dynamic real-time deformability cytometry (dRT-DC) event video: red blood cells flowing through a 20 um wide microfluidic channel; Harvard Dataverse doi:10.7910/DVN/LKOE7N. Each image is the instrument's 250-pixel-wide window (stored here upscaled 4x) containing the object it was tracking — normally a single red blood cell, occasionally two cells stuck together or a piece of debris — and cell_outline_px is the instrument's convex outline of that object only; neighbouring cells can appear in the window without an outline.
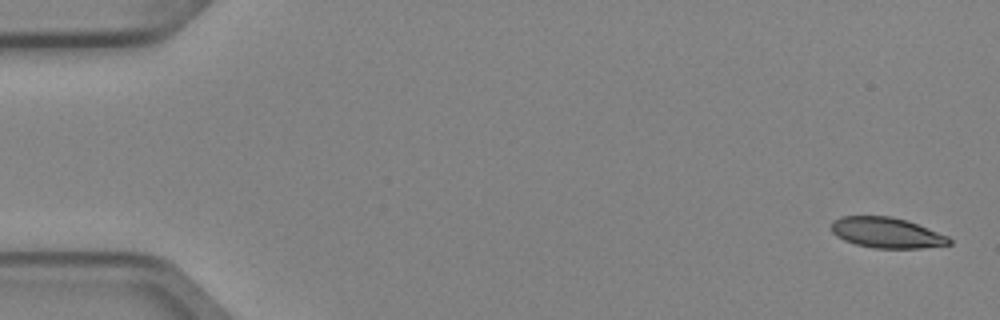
{"species": "Egyptian fruit bat (a non-hibernating species)", "species_latin": "Rousettus aegyptiacus", "temperature_condition": "cold", "stored_images_in_passage": 5, "camera_frame_rate_fps": 3000, "um_per_image_px": 0.085, "animal": {"sex": "female"}, "frame": {"image": 1, "passage_image": 1, "time_ms": 0.0, "image_size_px": [1000, 320], "cell_outline_px": [[952, 244], [920, 248], [876, 248], [856, 244], [844, 240], [836, 236], [832, 232], [832, 220], [840, 216], [892, 216], [908, 220], [948, 236], [952, 240]], "centroid_in_image_um": [75.37, 19.77], "position_along_channel_um": 9.6, "area_um2": 21.04}}
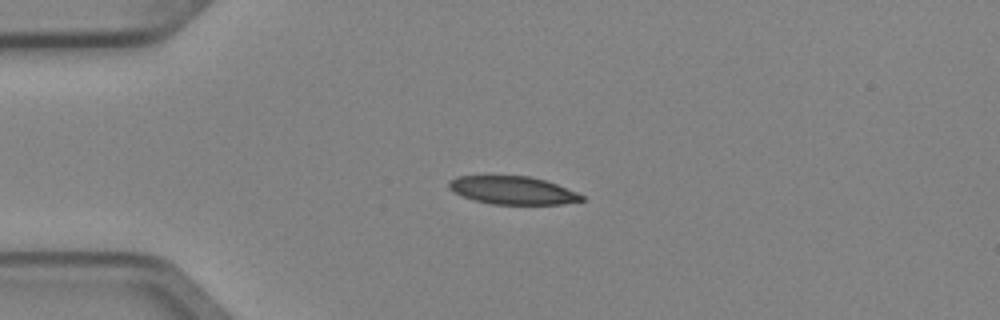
{"frame": {"image": 2, "passage_image": 4, "time_ms": 1.0, "image_size_px": [1000, 320], "cell_outline_px": [[584, 200], [564, 204], [492, 204], [472, 200], [448, 188], [448, 180], [456, 176], [528, 176], [544, 180], [556, 184], [576, 192], [584, 196]], "centroid_in_image_um": [43.56, 16.18], "position_along_channel_um": 41.4, "area_um2": 21.56}}